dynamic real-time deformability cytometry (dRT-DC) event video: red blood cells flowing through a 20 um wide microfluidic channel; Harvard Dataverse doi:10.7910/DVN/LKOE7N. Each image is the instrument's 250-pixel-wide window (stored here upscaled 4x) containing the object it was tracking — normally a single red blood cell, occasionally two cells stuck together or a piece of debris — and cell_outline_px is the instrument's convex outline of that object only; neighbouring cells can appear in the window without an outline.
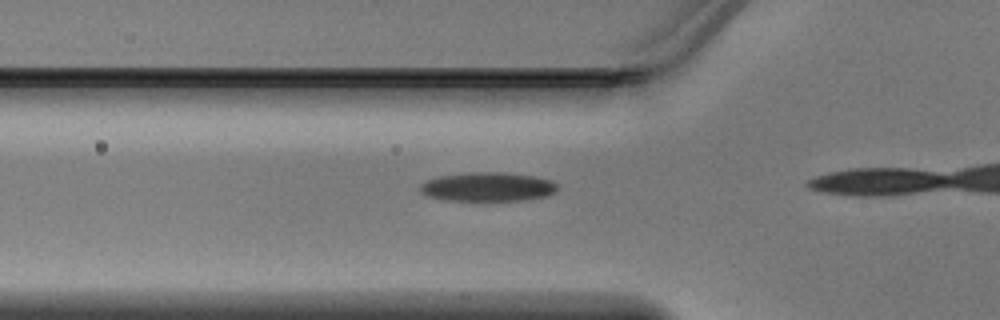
{"species": "Egyptian fruit bat (a non-hibernating species)", "species_latin": "Rousettus aegyptiacus", "temperature_condition": "warm", "stored_images_in_passage": 3, "camera_frame_rate_fps": 3000, "um_per_image_px": 0.085, "animal": {"sex": "male"}, "frame": {"image": 1, "passage_image": 2, "time_ms": 0.333, "image_size_px": [1000, 320], "cell_outline_px": [[556, 192], [548, 196], [528, 200], [444, 200], [428, 196], [420, 192], [420, 184], [424, 180], [440, 176], [472, 172], [500, 172], [532, 176], [552, 180], [556, 184]], "centroid_in_image_um": [41.45, 15.88], "position_along_channel_um": 84.4, "area_um2": 23.24}}